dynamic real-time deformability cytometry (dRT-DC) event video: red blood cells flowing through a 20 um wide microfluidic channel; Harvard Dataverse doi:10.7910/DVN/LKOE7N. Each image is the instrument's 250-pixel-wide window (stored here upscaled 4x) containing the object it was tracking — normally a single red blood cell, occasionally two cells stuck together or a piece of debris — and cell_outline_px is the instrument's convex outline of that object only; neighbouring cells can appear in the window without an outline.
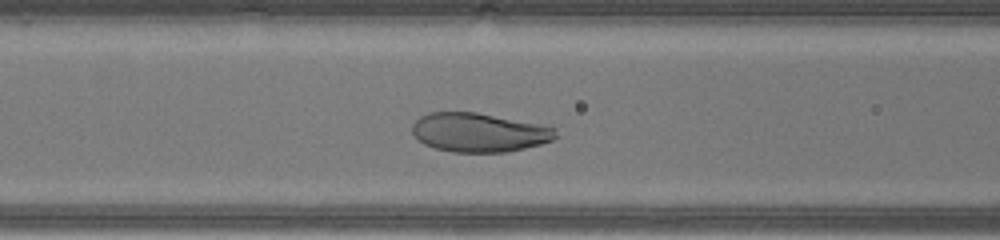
{"species": "human", "species_latin": "Homo sapiens", "temperature_condition": "warm", "stored_images_in_passage": 33, "camera_frame_rate_fps": 3000, "um_per_image_px": 0.085, "donor": {"sex": "male"}, "frame": {"image": 1, "passage_image": 13, "time_ms": 4.0, "image_size_px": [1000, 240], "cell_outline_px": [[560, 136], [552, 140], [540, 144], [508, 152], [452, 152], [436, 148], [424, 144], [412, 132], [412, 124], [420, 116], [428, 112], [476, 112], [544, 124], [556, 128]], "centroid_in_image_um": [40.77, 11.25], "position_along_channel_um": 125.8, "area_um2": 32.89}}
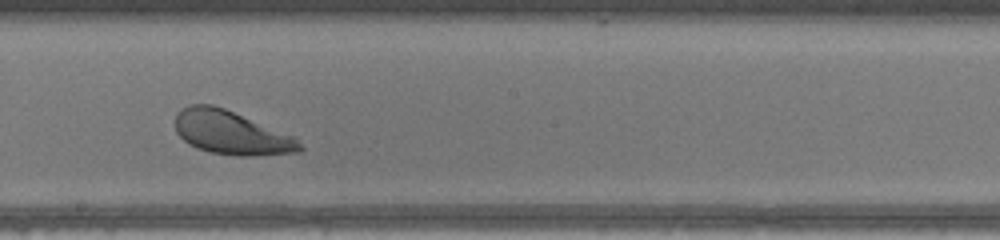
{"frame": {"image": 2, "passage_image": 20, "time_ms": 6.333, "image_size_px": [1000, 240], "cell_outline_px": [[304, 148], [300, 152], [252, 156], [236, 156], [212, 152], [196, 148], [188, 144], [176, 132], [176, 112], [180, 108], [192, 104], [212, 104], [224, 108], [296, 136]], "centroid_in_image_um": [19.68, 11.28], "position_along_channel_um": 228.5, "area_um2": 31.96}}
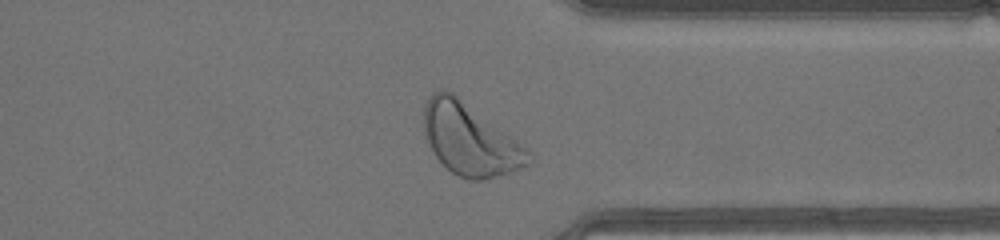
{"frame": {"image": 3, "passage_image": 30, "time_ms": 9.667, "image_size_px": [1000, 240], "cell_outline_px": [[532, 164], [512, 172], [480, 180], [468, 180], [452, 172], [436, 156], [424, 132], [424, 104], [432, 92], [444, 88], [452, 92], [516, 140], [528, 152], [532, 160]], "centroid_in_image_um": [39.93, 11.85], "position_along_channel_um": 371.5, "area_um2": 42.89}, "authors_computed_cell_mechanics": {"area_um2": 33.3506, "velocity_mm_per_s": 4.3955, "shape_relaxation_time_tau1_ms": 1.3606, "shape_relaxation_time_tau2_ms": null, "deformation_change_tau1": 0.1344, "deformation_change_tau2": null}}